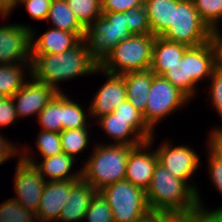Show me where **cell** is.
Returning a JSON list of instances; mask_svg holds the SVG:
<instances>
[{"instance_id":"7a4b0ae2","label":"cell","mask_w":222,"mask_h":222,"mask_svg":"<svg viewBox=\"0 0 222 222\" xmlns=\"http://www.w3.org/2000/svg\"><path fill=\"white\" fill-rule=\"evenodd\" d=\"M146 199L150 211L175 215L184 214L201 202L195 186L176 178L159 162L155 165Z\"/></svg>"},{"instance_id":"f6af8a7d","label":"cell","mask_w":222,"mask_h":222,"mask_svg":"<svg viewBox=\"0 0 222 222\" xmlns=\"http://www.w3.org/2000/svg\"><path fill=\"white\" fill-rule=\"evenodd\" d=\"M17 152L19 153L20 151L16 149V146L14 147L13 144L0 135V165L6 162L7 159L9 160L11 156L17 154Z\"/></svg>"},{"instance_id":"83f0119b","label":"cell","mask_w":222,"mask_h":222,"mask_svg":"<svg viewBox=\"0 0 222 222\" xmlns=\"http://www.w3.org/2000/svg\"><path fill=\"white\" fill-rule=\"evenodd\" d=\"M66 2L85 28L102 15L101 0H66Z\"/></svg>"},{"instance_id":"f546056e","label":"cell","mask_w":222,"mask_h":222,"mask_svg":"<svg viewBox=\"0 0 222 222\" xmlns=\"http://www.w3.org/2000/svg\"><path fill=\"white\" fill-rule=\"evenodd\" d=\"M86 124V115L83 108L63 94L62 131L87 128Z\"/></svg>"},{"instance_id":"bcb514c9","label":"cell","mask_w":222,"mask_h":222,"mask_svg":"<svg viewBox=\"0 0 222 222\" xmlns=\"http://www.w3.org/2000/svg\"><path fill=\"white\" fill-rule=\"evenodd\" d=\"M0 9L9 15L10 11L13 10V0H0Z\"/></svg>"},{"instance_id":"e575fe53","label":"cell","mask_w":222,"mask_h":222,"mask_svg":"<svg viewBox=\"0 0 222 222\" xmlns=\"http://www.w3.org/2000/svg\"><path fill=\"white\" fill-rule=\"evenodd\" d=\"M36 144L43 158H48L63 152L60 133L57 132L41 130L37 137Z\"/></svg>"},{"instance_id":"8fae6325","label":"cell","mask_w":222,"mask_h":222,"mask_svg":"<svg viewBox=\"0 0 222 222\" xmlns=\"http://www.w3.org/2000/svg\"><path fill=\"white\" fill-rule=\"evenodd\" d=\"M98 120L105 132L116 140L115 144L138 146L153 136V130L144 118H123L113 112ZM130 134L135 137L128 138Z\"/></svg>"},{"instance_id":"7bdbcfd3","label":"cell","mask_w":222,"mask_h":222,"mask_svg":"<svg viewBox=\"0 0 222 222\" xmlns=\"http://www.w3.org/2000/svg\"><path fill=\"white\" fill-rule=\"evenodd\" d=\"M209 149L220 159H222V128L213 129L210 133Z\"/></svg>"},{"instance_id":"ba28073f","label":"cell","mask_w":222,"mask_h":222,"mask_svg":"<svg viewBox=\"0 0 222 222\" xmlns=\"http://www.w3.org/2000/svg\"><path fill=\"white\" fill-rule=\"evenodd\" d=\"M189 98L178 88L174 87L164 76L155 75L148 94L145 109V122L153 130L154 125L180 108Z\"/></svg>"},{"instance_id":"1f68e13d","label":"cell","mask_w":222,"mask_h":222,"mask_svg":"<svg viewBox=\"0 0 222 222\" xmlns=\"http://www.w3.org/2000/svg\"><path fill=\"white\" fill-rule=\"evenodd\" d=\"M202 21L209 29L218 27L222 18V0H192Z\"/></svg>"},{"instance_id":"74e56055","label":"cell","mask_w":222,"mask_h":222,"mask_svg":"<svg viewBox=\"0 0 222 222\" xmlns=\"http://www.w3.org/2000/svg\"><path fill=\"white\" fill-rule=\"evenodd\" d=\"M144 5V0H101L102 12H125Z\"/></svg>"},{"instance_id":"7dc6e473","label":"cell","mask_w":222,"mask_h":222,"mask_svg":"<svg viewBox=\"0 0 222 222\" xmlns=\"http://www.w3.org/2000/svg\"><path fill=\"white\" fill-rule=\"evenodd\" d=\"M25 1H27V0H13V9L15 8V6H16L17 4H19L20 2L23 3V2H25ZM18 2H19V3H18Z\"/></svg>"},{"instance_id":"5b68a950","label":"cell","mask_w":222,"mask_h":222,"mask_svg":"<svg viewBox=\"0 0 222 222\" xmlns=\"http://www.w3.org/2000/svg\"><path fill=\"white\" fill-rule=\"evenodd\" d=\"M154 35H131L120 41L99 65V72L124 74L148 70L152 63Z\"/></svg>"},{"instance_id":"d590c367","label":"cell","mask_w":222,"mask_h":222,"mask_svg":"<svg viewBox=\"0 0 222 222\" xmlns=\"http://www.w3.org/2000/svg\"><path fill=\"white\" fill-rule=\"evenodd\" d=\"M52 0H27L22 4L29 15L35 20H46Z\"/></svg>"},{"instance_id":"60d3db41","label":"cell","mask_w":222,"mask_h":222,"mask_svg":"<svg viewBox=\"0 0 222 222\" xmlns=\"http://www.w3.org/2000/svg\"><path fill=\"white\" fill-rule=\"evenodd\" d=\"M209 42L214 52L215 68L222 70V36L218 27L210 29Z\"/></svg>"},{"instance_id":"4fadbf2b","label":"cell","mask_w":222,"mask_h":222,"mask_svg":"<svg viewBox=\"0 0 222 222\" xmlns=\"http://www.w3.org/2000/svg\"><path fill=\"white\" fill-rule=\"evenodd\" d=\"M152 141L153 136L149 139V141H145L143 144L135 146L130 151L126 163L125 180H128L145 192L150 185L155 165L158 162L156 151L152 153L144 151L147 147L149 148Z\"/></svg>"},{"instance_id":"30bf717a","label":"cell","mask_w":222,"mask_h":222,"mask_svg":"<svg viewBox=\"0 0 222 222\" xmlns=\"http://www.w3.org/2000/svg\"><path fill=\"white\" fill-rule=\"evenodd\" d=\"M15 174V191L18 198H14L27 210L37 213L46 180L40 175L39 169L32 163L19 158Z\"/></svg>"},{"instance_id":"8d00e7d4","label":"cell","mask_w":222,"mask_h":222,"mask_svg":"<svg viewBox=\"0 0 222 222\" xmlns=\"http://www.w3.org/2000/svg\"><path fill=\"white\" fill-rule=\"evenodd\" d=\"M210 78L212 81L210 92L213 105L222 117V70L215 68Z\"/></svg>"},{"instance_id":"277c9868","label":"cell","mask_w":222,"mask_h":222,"mask_svg":"<svg viewBox=\"0 0 222 222\" xmlns=\"http://www.w3.org/2000/svg\"><path fill=\"white\" fill-rule=\"evenodd\" d=\"M131 35L126 11L102 12L85 28L82 40L88 53L100 65L120 41Z\"/></svg>"},{"instance_id":"836d02e7","label":"cell","mask_w":222,"mask_h":222,"mask_svg":"<svg viewBox=\"0 0 222 222\" xmlns=\"http://www.w3.org/2000/svg\"><path fill=\"white\" fill-rule=\"evenodd\" d=\"M126 12L128 29L132 35L152 34L148 23L147 10L144 5L130 8Z\"/></svg>"},{"instance_id":"ac0fdd59","label":"cell","mask_w":222,"mask_h":222,"mask_svg":"<svg viewBox=\"0 0 222 222\" xmlns=\"http://www.w3.org/2000/svg\"><path fill=\"white\" fill-rule=\"evenodd\" d=\"M33 40L31 29V54H60L73 48L81 39L75 33L52 28Z\"/></svg>"},{"instance_id":"d6a6232c","label":"cell","mask_w":222,"mask_h":222,"mask_svg":"<svg viewBox=\"0 0 222 222\" xmlns=\"http://www.w3.org/2000/svg\"><path fill=\"white\" fill-rule=\"evenodd\" d=\"M84 219L89 222H114L111 208L99 191L91 200Z\"/></svg>"},{"instance_id":"8992f818","label":"cell","mask_w":222,"mask_h":222,"mask_svg":"<svg viewBox=\"0 0 222 222\" xmlns=\"http://www.w3.org/2000/svg\"><path fill=\"white\" fill-rule=\"evenodd\" d=\"M99 192L107 200L114 222H136L150 212L146 192L128 180L110 184Z\"/></svg>"},{"instance_id":"cb8c5ba5","label":"cell","mask_w":222,"mask_h":222,"mask_svg":"<svg viewBox=\"0 0 222 222\" xmlns=\"http://www.w3.org/2000/svg\"><path fill=\"white\" fill-rule=\"evenodd\" d=\"M46 20H51L54 28L75 33L82 39L85 27L78 21L66 0H52Z\"/></svg>"},{"instance_id":"5bb4252c","label":"cell","mask_w":222,"mask_h":222,"mask_svg":"<svg viewBox=\"0 0 222 222\" xmlns=\"http://www.w3.org/2000/svg\"><path fill=\"white\" fill-rule=\"evenodd\" d=\"M13 96L17 117L38 115L47 103L58 93L53 87L32 78Z\"/></svg>"},{"instance_id":"681fc988","label":"cell","mask_w":222,"mask_h":222,"mask_svg":"<svg viewBox=\"0 0 222 222\" xmlns=\"http://www.w3.org/2000/svg\"><path fill=\"white\" fill-rule=\"evenodd\" d=\"M4 98V96L2 94H0V100H2Z\"/></svg>"},{"instance_id":"484cf974","label":"cell","mask_w":222,"mask_h":222,"mask_svg":"<svg viewBox=\"0 0 222 222\" xmlns=\"http://www.w3.org/2000/svg\"><path fill=\"white\" fill-rule=\"evenodd\" d=\"M38 116L43 131L60 133L63 121V93L58 92Z\"/></svg>"},{"instance_id":"44dd1931","label":"cell","mask_w":222,"mask_h":222,"mask_svg":"<svg viewBox=\"0 0 222 222\" xmlns=\"http://www.w3.org/2000/svg\"><path fill=\"white\" fill-rule=\"evenodd\" d=\"M126 86V96L136 110L143 114L145 120V109L149 90L153 80V72L148 70L131 71L121 74Z\"/></svg>"},{"instance_id":"ee69618b","label":"cell","mask_w":222,"mask_h":222,"mask_svg":"<svg viewBox=\"0 0 222 222\" xmlns=\"http://www.w3.org/2000/svg\"><path fill=\"white\" fill-rule=\"evenodd\" d=\"M175 216L173 213L150 211L136 222H170Z\"/></svg>"},{"instance_id":"ffe728a7","label":"cell","mask_w":222,"mask_h":222,"mask_svg":"<svg viewBox=\"0 0 222 222\" xmlns=\"http://www.w3.org/2000/svg\"><path fill=\"white\" fill-rule=\"evenodd\" d=\"M187 45L168 41L161 36H156L152 47V63L150 70L155 75H163L168 68L181 60Z\"/></svg>"},{"instance_id":"d4e9b609","label":"cell","mask_w":222,"mask_h":222,"mask_svg":"<svg viewBox=\"0 0 222 222\" xmlns=\"http://www.w3.org/2000/svg\"><path fill=\"white\" fill-rule=\"evenodd\" d=\"M164 76L174 87L178 88L189 99L195 93L196 83L191 79L188 68V49L181 60L167 69L162 75Z\"/></svg>"},{"instance_id":"52a82bcc","label":"cell","mask_w":222,"mask_h":222,"mask_svg":"<svg viewBox=\"0 0 222 222\" xmlns=\"http://www.w3.org/2000/svg\"><path fill=\"white\" fill-rule=\"evenodd\" d=\"M209 31L192 0L174 1L173 23L160 36L171 42L195 47L209 41Z\"/></svg>"},{"instance_id":"9c48e42d","label":"cell","mask_w":222,"mask_h":222,"mask_svg":"<svg viewBox=\"0 0 222 222\" xmlns=\"http://www.w3.org/2000/svg\"><path fill=\"white\" fill-rule=\"evenodd\" d=\"M31 60V27L22 24L0 27V64L28 62L31 72Z\"/></svg>"},{"instance_id":"f907efd6","label":"cell","mask_w":222,"mask_h":222,"mask_svg":"<svg viewBox=\"0 0 222 222\" xmlns=\"http://www.w3.org/2000/svg\"><path fill=\"white\" fill-rule=\"evenodd\" d=\"M171 1H177V2H180V1H184V0H171Z\"/></svg>"},{"instance_id":"3957f363","label":"cell","mask_w":222,"mask_h":222,"mask_svg":"<svg viewBox=\"0 0 222 222\" xmlns=\"http://www.w3.org/2000/svg\"><path fill=\"white\" fill-rule=\"evenodd\" d=\"M135 146L123 144L98 145L91 158L83 165L82 178L97 191L124 180L126 163Z\"/></svg>"},{"instance_id":"2e32d148","label":"cell","mask_w":222,"mask_h":222,"mask_svg":"<svg viewBox=\"0 0 222 222\" xmlns=\"http://www.w3.org/2000/svg\"><path fill=\"white\" fill-rule=\"evenodd\" d=\"M104 74L108 76V80L96 92L97 94L89 106L91 115L98 118L113 113L115 108L127 99L123 76L108 72H104Z\"/></svg>"},{"instance_id":"4316f807","label":"cell","mask_w":222,"mask_h":222,"mask_svg":"<svg viewBox=\"0 0 222 222\" xmlns=\"http://www.w3.org/2000/svg\"><path fill=\"white\" fill-rule=\"evenodd\" d=\"M23 75L20 64H0V94L4 97H12L26 83Z\"/></svg>"},{"instance_id":"9a60e30c","label":"cell","mask_w":222,"mask_h":222,"mask_svg":"<svg viewBox=\"0 0 222 222\" xmlns=\"http://www.w3.org/2000/svg\"><path fill=\"white\" fill-rule=\"evenodd\" d=\"M77 180L46 181L36 220L40 222L59 221L62 208L70 197L71 187Z\"/></svg>"},{"instance_id":"7402d4cb","label":"cell","mask_w":222,"mask_h":222,"mask_svg":"<svg viewBox=\"0 0 222 222\" xmlns=\"http://www.w3.org/2000/svg\"><path fill=\"white\" fill-rule=\"evenodd\" d=\"M188 68L191 79L197 84L205 77H211L215 69L214 52L209 41L188 48Z\"/></svg>"},{"instance_id":"b9f144b4","label":"cell","mask_w":222,"mask_h":222,"mask_svg":"<svg viewBox=\"0 0 222 222\" xmlns=\"http://www.w3.org/2000/svg\"><path fill=\"white\" fill-rule=\"evenodd\" d=\"M118 117L123 118H144L143 114L135 109L129 100L121 102L114 110Z\"/></svg>"},{"instance_id":"603a6c76","label":"cell","mask_w":222,"mask_h":222,"mask_svg":"<svg viewBox=\"0 0 222 222\" xmlns=\"http://www.w3.org/2000/svg\"><path fill=\"white\" fill-rule=\"evenodd\" d=\"M152 35L160 36L173 23L174 1L144 0Z\"/></svg>"},{"instance_id":"f35d334b","label":"cell","mask_w":222,"mask_h":222,"mask_svg":"<svg viewBox=\"0 0 222 222\" xmlns=\"http://www.w3.org/2000/svg\"><path fill=\"white\" fill-rule=\"evenodd\" d=\"M17 118L15 103L12 97L0 100V126H8Z\"/></svg>"},{"instance_id":"4dcf8cb0","label":"cell","mask_w":222,"mask_h":222,"mask_svg":"<svg viewBox=\"0 0 222 222\" xmlns=\"http://www.w3.org/2000/svg\"><path fill=\"white\" fill-rule=\"evenodd\" d=\"M36 215L14 198L0 204V222H31Z\"/></svg>"},{"instance_id":"ab89813d","label":"cell","mask_w":222,"mask_h":222,"mask_svg":"<svg viewBox=\"0 0 222 222\" xmlns=\"http://www.w3.org/2000/svg\"><path fill=\"white\" fill-rule=\"evenodd\" d=\"M209 173L213 184L222 194V159L209 150Z\"/></svg>"},{"instance_id":"c3c4849f","label":"cell","mask_w":222,"mask_h":222,"mask_svg":"<svg viewBox=\"0 0 222 222\" xmlns=\"http://www.w3.org/2000/svg\"><path fill=\"white\" fill-rule=\"evenodd\" d=\"M0 15H2V17H6L7 15L0 9Z\"/></svg>"},{"instance_id":"6da1fadb","label":"cell","mask_w":222,"mask_h":222,"mask_svg":"<svg viewBox=\"0 0 222 222\" xmlns=\"http://www.w3.org/2000/svg\"><path fill=\"white\" fill-rule=\"evenodd\" d=\"M31 76L53 87L56 83L99 71V64L88 53L81 39L73 48L60 54H31Z\"/></svg>"},{"instance_id":"d6986e66","label":"cell","mask_w":222,"mask_h":222,"mask_svg":"<svg viewBox=\"0 0 222 222\" xmlns=\"http://www.w3.org/2000/svg\"><path fill=\"white\" fill-rule=\"evenodd\" d=\"M24 155V156H23ZM21 154L20 157L34 164L40 171V175L46 179L44 176L50 178L46 181H63V180H79L82 178V170L74 174H69L73 163L74 157L67 155L62 152L48 158H43V161L39 164L35 163L32 158H29L28 154Z\"/></svg>"},{"instance_id":"e0dca14e","label":"cell","mask_w":222,"mask_h":222,"mask_svg":"<svg viewBox=\"0 0 222 222\" xmlns=\"http://www.w3.org/2000/svg\"><path fill=\"white\" fill-rule=\"evenodd\" d=\"M98 191L83 178L77 180L71 187L70 197L61 210L60 221L77 222L83 220L91 200Z\"/></svg>"},{"instance_id":"f1b7e54d","label":"cell","mask_w":222,"mask_h":222,"mask_svg":"<svg viewBox=\"0 0 222 222\" xmlns=\"http://www.w3.org/2000/svg\"><path fill=\"white\" fill-rule=\"evenodd\" d=\"M87 128L69 129L60 132L62 151L69 156L76 157L88 144Z\"/></svg>"},{"instance_id":"7c38bea8","label":"cell","mask_w":222,"mask_h":222,"mask_svg":"<svg viewBox=\"0 0 222 222\" xmlns=\"http://www.w3.org/2000/svg\"><path fill=\"white\" fill-rule=\"evenodd\" d=\"M155 151L158 156V162L173 176L186 183L200 165L199 156L189 147H172L170 144L165 143Z\"/></svg>"}]
</instances>
